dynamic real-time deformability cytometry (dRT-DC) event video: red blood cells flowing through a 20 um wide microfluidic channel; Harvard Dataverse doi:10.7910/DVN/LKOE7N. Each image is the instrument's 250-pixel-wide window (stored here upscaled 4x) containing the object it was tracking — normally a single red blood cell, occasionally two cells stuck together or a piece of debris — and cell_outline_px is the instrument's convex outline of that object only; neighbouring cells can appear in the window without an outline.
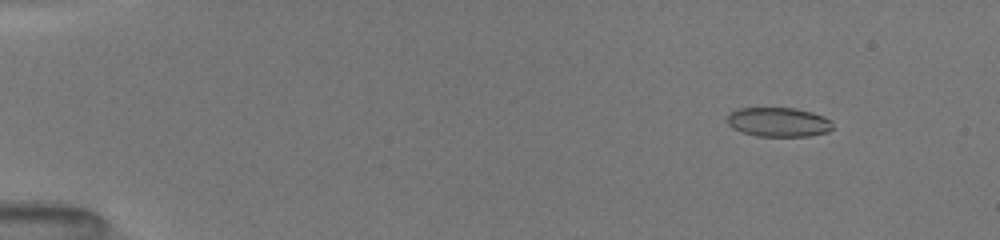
{"species": "common noctule bat (a hibernating species)", "species_latin": "Nyctalus noctula", "temperature_condition": "room temperature", "stored_images_in_passage": 29, "camera_frame_rate_fps": 3000, "um_per_image_px": 0.085, "animal": {"sex": "female", "body_mass_g": 19.5, "forearm_length_mm": 54.1}, "frame": {"image": 1, "passage_image": 5, "time_ms": 1.667, "image_size_px": [1000, 240], "cell_outline_px": [[832, 128], [828, 132], [808, 136], [756, 136], [732, 128], [728, 124], [728, 116], [736, 108], [796, 108], [812, 112], [824, 116], [832, 120]], "centroid_in_image_um": [66.2, 10.37], "position_along_channel_um": 18.8, "area_um2": 18.03}}
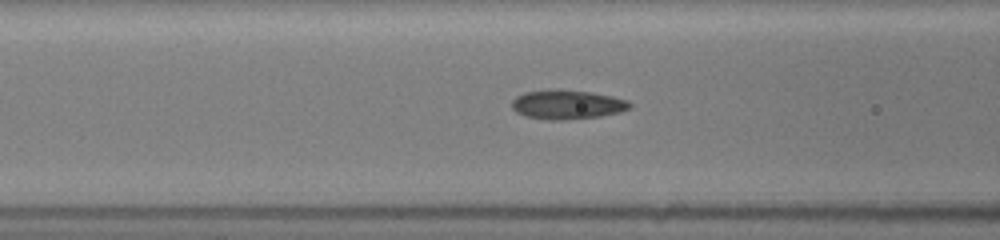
{"frame": {"image": 2, "passage_image": 22, "time_ms": 7.0, "image_size_px": [1000, 240], "cell_outline_px": [[632, 108], [620, 112], [600, 116], [564, 120], [548, 120], [524, 116], [516, 112], [512, 108], [512, 100], [516, 96], [524, 92], [548, 88], [560, 88], [592, 92], [612, 96], [628, 100], [632, 104]], "centroid_in_image_um": [48.2, 8.86], "position_along_channel_um": 118.4, "area_um2": 20.63}}
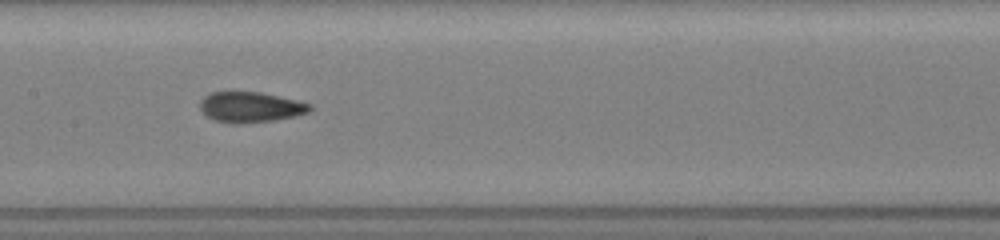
{"frame": {"image": 3, "passage_image": 28, "time_ms": 8.667, "image_size_px": [1000, 240], "cell_outline_px": [[312, 108], [308, 112], [296, 116], [272, 120], [216, 120], [208, 116], [200, 108], [200, 100], [204, 96], [212, 92], [232, 88], [260, 92], [296, 100], [312, 104]], "centroid_in_image_um": [21.29, 8.99], "position_along_channel_um": 186.1, "area_um2": 19.13}}